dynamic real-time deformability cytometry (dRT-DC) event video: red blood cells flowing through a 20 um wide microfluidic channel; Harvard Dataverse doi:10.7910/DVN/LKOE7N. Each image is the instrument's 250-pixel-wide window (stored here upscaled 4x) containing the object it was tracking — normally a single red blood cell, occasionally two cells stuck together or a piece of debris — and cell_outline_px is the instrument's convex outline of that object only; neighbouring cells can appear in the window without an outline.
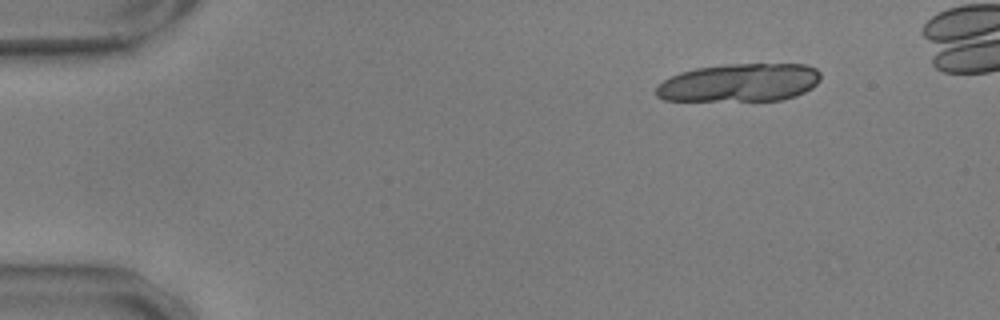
{"species": "common noctule bat (a hibernating species)", "species_latin": "Nyctalus noctula", "temperature_condition": "warm", "stored_images_in_passage": 23, "camera_frame_rate_fps": 3000, "um_per_image_px": 0.085, "animal": {"sex": "male", "body_mass_g": 17.9, "forearm_length_mm": 54.2}, "frame": {"image": 1, "passage_image": 1, "time_ms": 0.0, "image_size_px": [1000, 320], "cell_outline_px": [[820, 80], [812, 88], [796, 96], [780, 100], [664, 100], [656, 96], [656, 88], [664, 80], [680, 72], [696, 68], [728, 64], [804, 64], [816, 68], [820, 72]], "centroid_in_image_um": [62.89, 7.02], "position_along_channel_um": 22.1, "area_um2": 36.41}}